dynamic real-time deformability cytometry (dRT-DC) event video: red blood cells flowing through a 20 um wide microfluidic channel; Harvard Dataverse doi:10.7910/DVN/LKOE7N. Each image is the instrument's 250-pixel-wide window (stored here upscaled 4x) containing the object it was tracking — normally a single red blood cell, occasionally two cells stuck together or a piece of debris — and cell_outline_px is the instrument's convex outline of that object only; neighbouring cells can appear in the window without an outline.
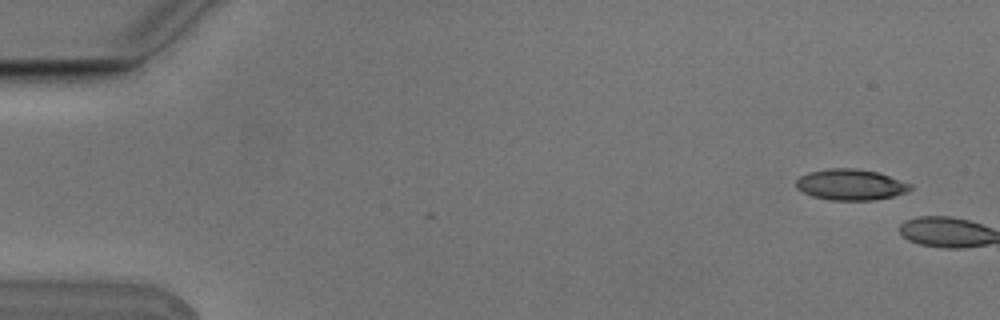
{"species": "Egyptian fruit bat (a non-hibernating species)", "species_latin": "Rousettus aegyptiacus", "temperature_condition": "cold", "stored_images_in_passage": 2, "camera_frame_rate_fps": 3000, "um_per_image_px": 0.085, "animal": {"sex": "male"}, "frame": {"image": 1, "passage_image": 1, "time_ms": 0.0, "image_size_px": [1000, 320], "cell_outline_px": [[912, 188], [904, 192], [892, 196], [872, 200], [828, 200], [812, 196], [796, 188], [796, 180], [800, 176], [808, 172], [828, 168], [856, 168], [876, 172], [912, 184]], "centroid_in_image_um": [72.26, 15.69], "position_along_channel_um": 12.7, "area_um2": 20.46}}